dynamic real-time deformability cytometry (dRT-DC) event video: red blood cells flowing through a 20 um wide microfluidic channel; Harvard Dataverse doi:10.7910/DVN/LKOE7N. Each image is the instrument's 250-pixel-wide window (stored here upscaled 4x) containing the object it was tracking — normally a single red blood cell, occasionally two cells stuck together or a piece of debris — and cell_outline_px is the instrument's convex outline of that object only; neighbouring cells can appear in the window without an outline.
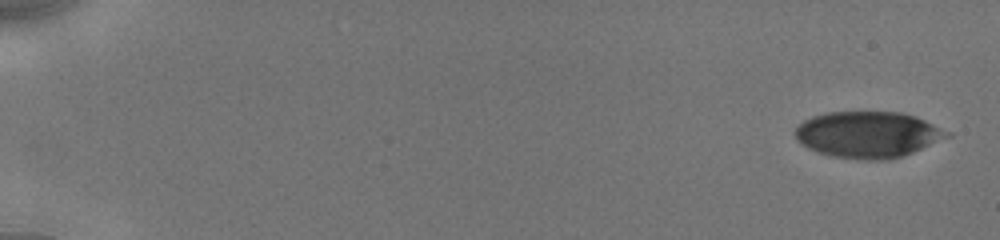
{"species": "human", "species_latin": "Homo sapiens", "temperature_condition": "cold", "stored_images_in_passage": 10, "camera_frame_rate_fps": 3000, "um_per_image_px": 0.085, "donor": {"sex": "male"}, "frame": {"image": 1, "passage_image": 1, "time_ms": 0.0, "image_size_px": [1000, 240], "cell_outline_px": [[952, 136], [912, 152], [888, 160], [856, 160], [832, 156], [816, 152], [800, 144], [796, 140], [796, 128], [804, 120], [812, 116], [828, 112], [900, 112], [916, 116], [952, 132]], "centroid_in_image_um": [73.78, 11.44], "position_along_channel_um": 11.2, "area_um2": 41.21}}
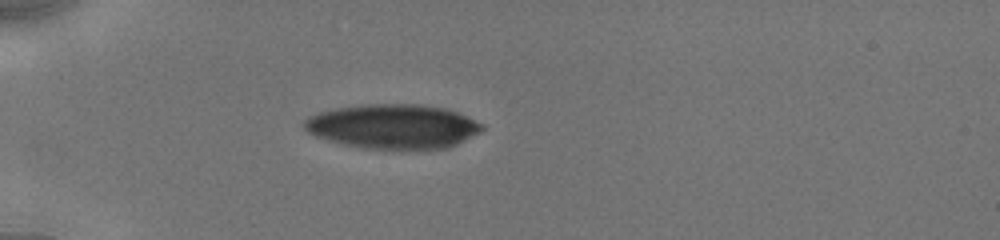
{"frame": {"image": 2, "passage_image": 7, "time_ms": 5.0, "image_size_px": [1000, 240], "cell_outline_px": [[484, 128], [480, 132], [448, 148], [360, 148], [344, 144], [316, 136], [308, 132], [304, 128], [304, 120], [308, 116], [332, 108], [364, 104], [420, 104], [444, 108], [456, 112], [484, 124]], "centroid_in_image_um": [33.39, 10.73], "position_along_channel_um": 51.6, "area_um2": 45.72}}
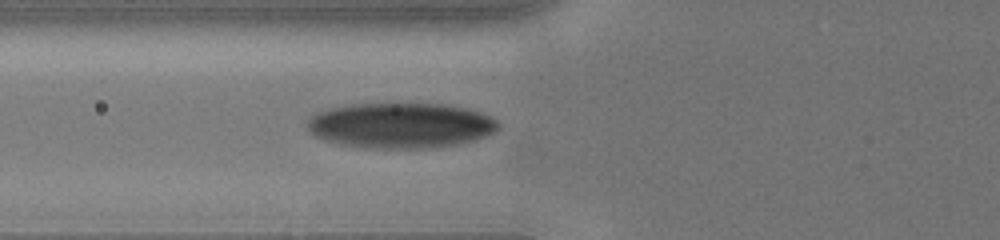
{"frame": {"image": 3, "passage_image": 10, "time_ms": 6.667, "image_size_px": [1000, 240], "cell_outline_px": [[500, 128], [476, 140], [456, 144], [428, 148], [372, 148], [340, 144], [324, 140], [316, 136], [308, 128], [308, 120], [312, 116], [320, 112], [332, 108], [352, 104], [440, 104], [468, 108], [492, 116], [500, 124]], "centroid_in_image_um": [34.11, 10.66], "position_along_channel_um": 91.7, "area_um2": 50.17}}